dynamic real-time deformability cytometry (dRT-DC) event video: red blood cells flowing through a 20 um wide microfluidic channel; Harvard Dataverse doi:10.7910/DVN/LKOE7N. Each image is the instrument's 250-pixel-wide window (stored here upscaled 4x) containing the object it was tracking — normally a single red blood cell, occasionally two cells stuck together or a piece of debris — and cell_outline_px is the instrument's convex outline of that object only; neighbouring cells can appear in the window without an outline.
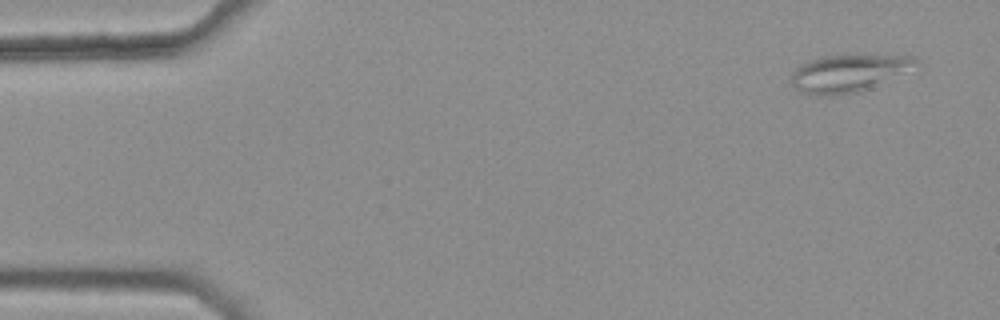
{"species": "common noctule bat (a hibernating species)", "species_latin": "Nyctalus noctula", "temperature_condition": "warm", "stored_images_in_passage": 4, "camera_frame_rate_fps": 3000, "um_per_image_px": 0.085, "animal": {"sex": "female", "body_mass_g": 25.1}, "frame": {"image": 1, "passage_image": 1, "time_ms": 0.0, "image_size_px": [1000, 320], "cell_outline_px": [[920, 64], [872, 88], [860, 92], [840, 96], [812, 96], [800, 92], [792, 84], [792, 72], [800, 64], [808, 60], [824, 56], [848, 52], [860, 52], [916, 56], [920, 60]], "centroid_in_image_um": [72.17, 6.17], "position_along_channel_um": 12.8, "area_um2": 28.78}}